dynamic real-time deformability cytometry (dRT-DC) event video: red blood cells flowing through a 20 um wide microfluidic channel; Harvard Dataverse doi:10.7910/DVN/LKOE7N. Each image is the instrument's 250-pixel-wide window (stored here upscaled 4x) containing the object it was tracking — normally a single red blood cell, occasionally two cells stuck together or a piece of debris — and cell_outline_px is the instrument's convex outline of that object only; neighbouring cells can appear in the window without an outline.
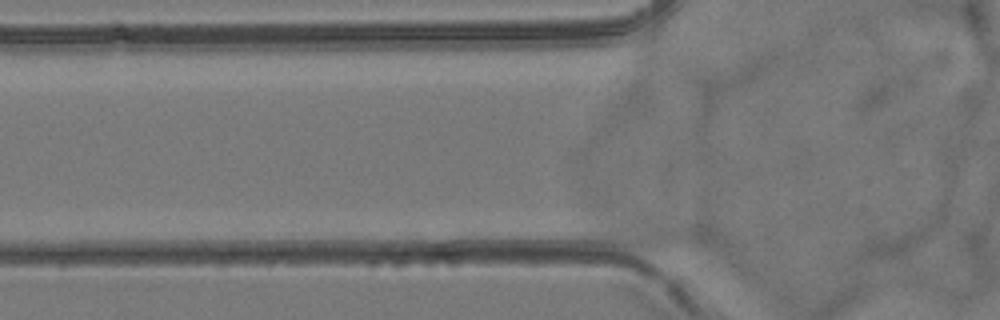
{"species": "common noctule bat (a hibernating species)", "species_latin": "Nyctalus noctula", "temperature_condition": "room temperature", "stored_images_in_passage": 3, "camera_frame_rate_fps": 3000, "um_per_image_px": 0.085, "animal": {"sex": "female", "body_mass_g": 24.6, "forearm_length_mm": 56.2}, "frame": {"image": 1, "passage_image": 3, "time_ms": 0.667, "image_size_px": [1000, 320], "cell_outline_px": [[968, 152], [964, 168], [944, 216], [940, 224], [932, 236], [928, 240], [904, 256], [892, 256], [956, 152], [964, 148]], "centroid_in_image_um": [79.38, 17.57], "position_along_channel_um": 46.4, "area_um2": 16.76}}